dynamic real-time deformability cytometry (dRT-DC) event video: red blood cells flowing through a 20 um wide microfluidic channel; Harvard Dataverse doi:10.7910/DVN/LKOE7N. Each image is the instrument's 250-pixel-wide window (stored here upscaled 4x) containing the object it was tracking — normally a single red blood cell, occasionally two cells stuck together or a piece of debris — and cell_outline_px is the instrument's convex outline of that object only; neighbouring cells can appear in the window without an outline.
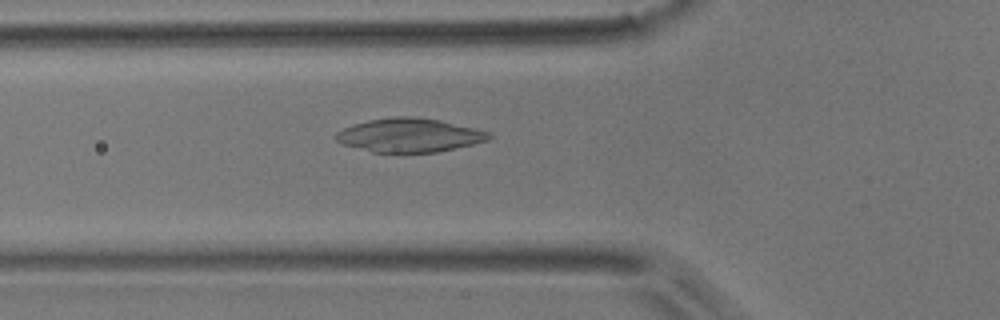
{"species": "common noctule bat (a hibernating species)", "species_latin": "Nyctalus noctula", "temperature_condition": "room temperature", "stored_images_in_passage": 52, "camera_frame_rate_fps": 3000, "um_per_image_px": 0.085, "animal": {"sex": "male", "body_mass_g": 17.9}, "frame": {"image": 1, "passage_image": 18, "time_ms": 5.667, "image_size_px": [1000, 320], "cell_outline_px": [[492, 136], [488, 140], [456, 148], [436, 152], [400, 156], [372, 152], [340, 144], [336, 140], [336, 132], [352, 124], [368, 120], [396, 116], [412, 116], [440, 120], [476, 128], [492, 132]], "centroid_in_image_um": [34.78, 11.53], "position_along_channel_um": 91.0, "area_um2": 31.15}}
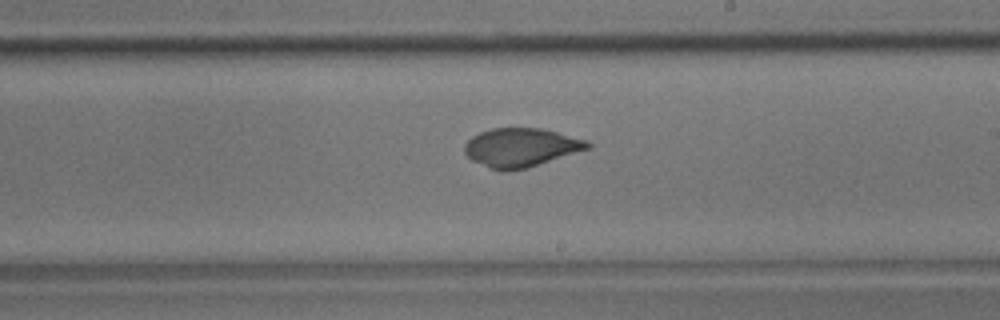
{"frame": {"image": 2, "passage_image": 30, "time_ms": 9.667, "image_size_px": [1000, 320], "cell_outline_px": [[592, 148], [528, 168], [504, 172], [500, 172], [488, 168], [472, 160], [464, 152], [464, 144], [472, 136], [480, 132], [492, 128], [540, 128], [556, 132], [584, 140], [592, 144]], "centroid_in_image_um": [44.26, 12.56], "position_along_channel_um": 244.7, "area_um2": 27.98}}
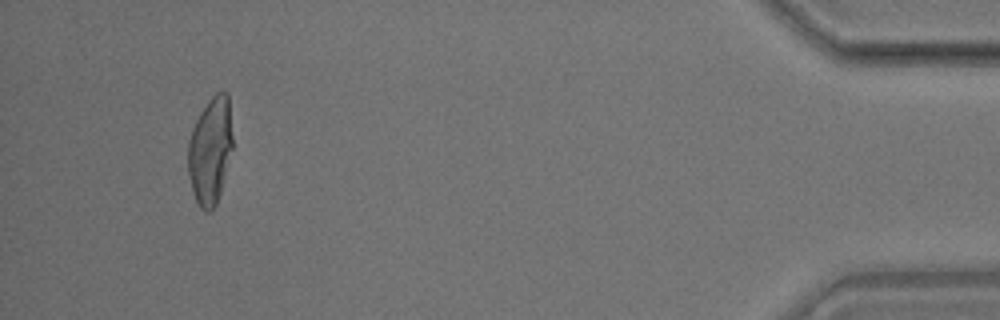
{"frame": {"image": 3, "passage_image": 49, "time_ms": 16.0, "image_size_px": [1000, 320], "cell_outline_px": [[232, 148], [220, 192], [216, 204], [208, 212], [204, 212], [200, 208], [192, 192], [188, 172], [188, 140], [192, 128], [200, 112], [212, 96], [216, 92], [228, 92], [232, 136]], "centroid_in_image_um": [17.86, 12.8], "position_along_channel_um": 417.3, "area_um2": 27.69}, "authors_computed_cell_mechanics": {"area_um2": 28.4954, "velocity_mm_per_s": 3.8334, "shape_relaxation_time_tau1_ms": 10.2096, "shape_relaxation_time_tau2_ms": 1.0549, "deformation_change_tau1": 0.285, "deformation_change_tau2": 0.0412}}